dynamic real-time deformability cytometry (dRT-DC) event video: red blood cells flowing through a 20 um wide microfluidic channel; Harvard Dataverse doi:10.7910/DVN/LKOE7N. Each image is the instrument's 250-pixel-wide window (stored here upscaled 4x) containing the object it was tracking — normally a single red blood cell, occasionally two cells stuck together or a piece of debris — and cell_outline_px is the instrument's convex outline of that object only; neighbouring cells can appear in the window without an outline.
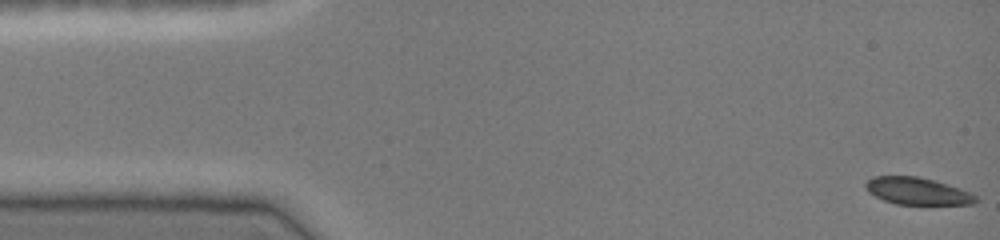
{"species": "common noctule bat (a hibernating species)", "species_latin": "Nyctalus noctula", "temperature_condition": "cold", "stored_images_in_passage": 46, "camera_frame_rate_fps": 3000, "um_per_image_px": 0.085, "animal": {"sex": "female", "body_mass_g": 19.0, "forearm_length_mm": 51.5}, "frame": {"image": 1, "passage_image": 1, "time_ms": 0.0, "image_size_px": [1000, 240], "cell_outline_px": [[980, 200], [976, 204], [896, 204], [884, 200], [868, 192], [864, 184], [872, 176], [916, 176], [948, 184], [960, 188], [976, 196]], "centroid_in_image_um": [77.98, 16.24], "position_along_channel_um": 7.0, "area_um2": 17.34}}
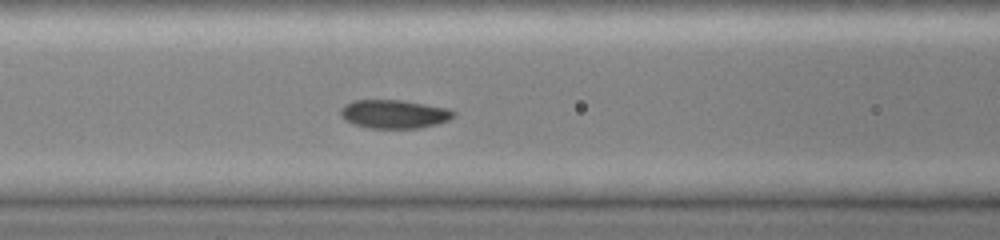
{"frame": {"image": 2, "passage_image": 19, "time_ms": 6.0, "image_size_px": [1000, 240], "cell_outline_px": [[456, 116], [448, 120], [436, 124], [420, 128], [368, 128], [344, 120], [340, 116], [340, 108], [344, 104], [352, 100], [404, 100], [448, 108], [456, 112]], "centroid_in_image_um": [33.5, 9.68], "position_along_channel_um": 133.1, "area_um2": 19.02}}
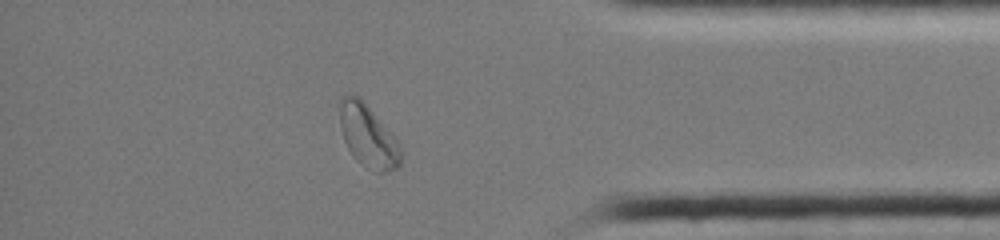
{"frame": {"image": 3, "passage_image": 40, "time_ms": 13.0, "image_size_px": [1000, 240], "cell_outline_px": [[404, 156], [400, 164], [396, 168], [384, 172], [372, 172], [360, 164], [352, 156], [344, 140], [340, 128], [340, 100], [344, 92], [352, 92], [360, 96], [400, 144], [404, 152]], "centroid_in_image_um": [31.28, 11.55], "position_along_channel_um": 403.9, "area_um2": 22.83}}